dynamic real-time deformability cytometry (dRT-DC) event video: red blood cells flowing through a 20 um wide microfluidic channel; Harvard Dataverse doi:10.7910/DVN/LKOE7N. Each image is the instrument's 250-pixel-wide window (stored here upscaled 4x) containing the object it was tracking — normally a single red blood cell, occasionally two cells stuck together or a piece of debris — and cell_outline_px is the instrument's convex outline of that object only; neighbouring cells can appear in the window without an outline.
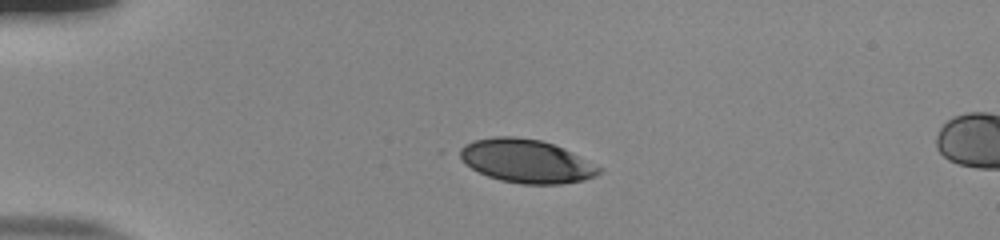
{"species": "human", "species_latin": "Homo sapiens", "temperature_condition": "room temperature", "stored_images_in_passage": 42, "camera_frame_rate_fps": 3000, "um_per_image_px": 0.085, "donor": {"sex": "male"}, "frame": {"image": 1, "passage_image": 1, "time_ms": 0.0, "image_size_px": [1000, 240], "cell_outline_px": [[604, 168], [596, 176], [584, 180], [560, 184], [520, 184], [500, 180], [488, 176], [464, 164], [452, 152], [456, 148], [464, 144], [476, 140], [492, 136], [512, 136], [540, 140], [564, 148]], "centroid_in_image_um": [44.67, 13.68], "position_along_channel_um": 40.3, "area_um2": 35.78}}
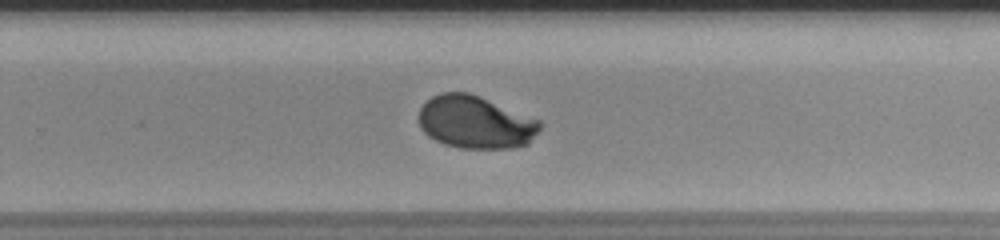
{"frame": {"image": 2, "passage_image": 24, "time_ms": 7.667, "image_size_px": [1000, 240], "cell_outline_px": [[540, 128], [528, 144], [512, 148], [460, 148], [444, 144], [428, 136], [420, 128], [420, 108], [432, 96], [440, 92], [468, 92], [540, 120]], "centroid_in_image_um": [40.4, 10.39], "position_along_channel_um": 289.4, "area_um2": 36.93}}
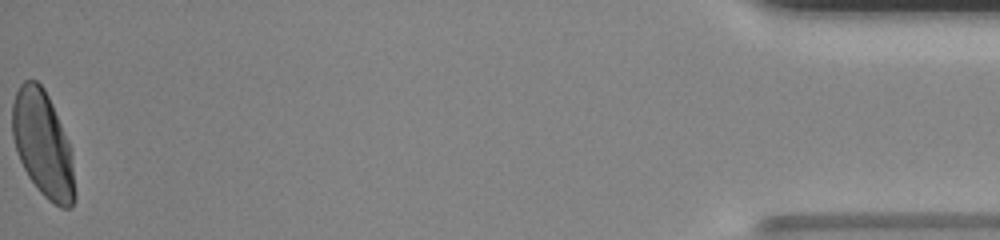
{"frame": {"image": 3, "passage_image": 42, "time_ms": 13.667, "image_size_px": [1000, 240], "cell_outline_px": [[76, 196], [72, 208], [60, 208], [48, 200], [40, 192], [28, 176], [20, 160], [12, 136], [12, 104], [16, 92], [20, 84], [24, 80], [36, 80], [44, 88], [52, 104], [68, 140], [72, 152], [76, 192]], "centroid_in_image_um": [3.66, 12.29], "position_along_channel_um": 431.5, "area_um2": 38.73}, "authors_computed_cell_mechanics": {"area_um2": 37.5122, "velocity_mm_per_s": 3.8311, "shape_relaxation_time_tau1_ms": 2.988, "shape_relaxation_time_tau2_ms": null, "deformation_change_tau1": 0.1477, "deformation_change_tau2": null}}